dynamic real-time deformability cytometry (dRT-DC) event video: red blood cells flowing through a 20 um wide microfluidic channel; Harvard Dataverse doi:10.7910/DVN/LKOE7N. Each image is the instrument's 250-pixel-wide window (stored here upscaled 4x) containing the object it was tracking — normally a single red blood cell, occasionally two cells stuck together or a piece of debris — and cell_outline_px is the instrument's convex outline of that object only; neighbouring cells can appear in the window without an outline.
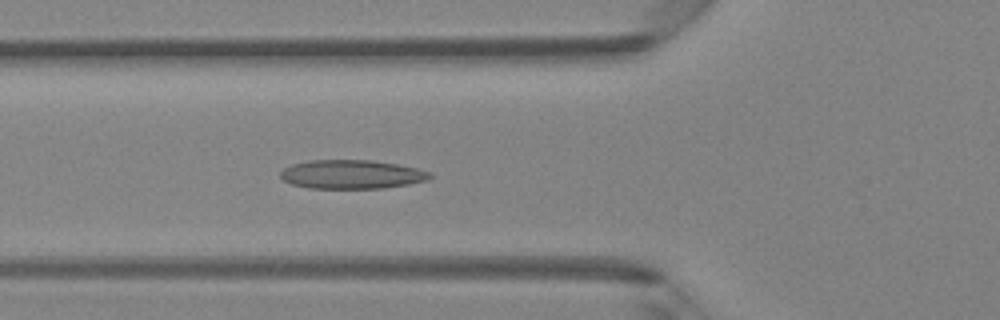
{"species": "Egyptian fruit bat (a non-hibernating species)", "species_latin": "Rousettus aegyptiacus", "temperature_condition": "room temperature", "stored_images_in_passage": 27, "camera_frame_rate_fps": 3000, "um_per_image_px": 0.085, "animal": {"sex": "female"}, "frame": {"image": 1, "passage_image": 17, "time_ms": 5.333, "image_size_px": [1000, 320], "cell_outline_px": [[432, 176], [428, 180], [408, 184], [384, 188], [308, 188], [292, 184], [284, 180], [280, 176], [280, 172], [284, 168], [292, 164], [308, 160], [372, 160], [396, 164], [416, 168], [432, 172]], "centroid_in_image_um": [29.89, 14.82], "position_along_channel_um": 95.9, "area_um2": 25.14}}
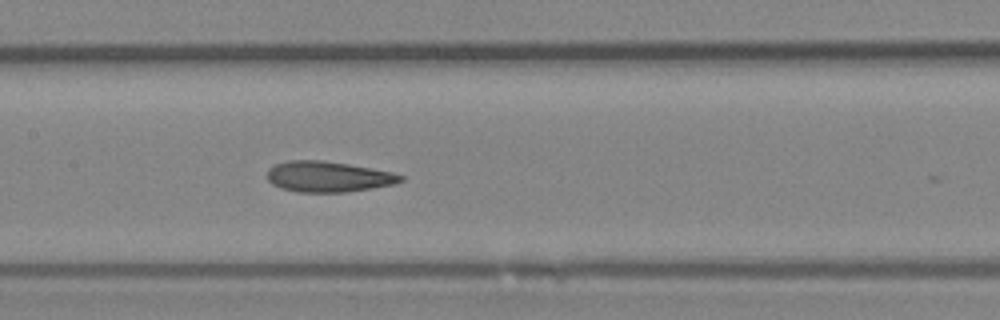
{"frame": {"image": 2, "passage_image": 23, "time_ms": 7.333, "image_size_px": [1000, 320], "cell_outline_px": [[404, 180], [396, 184], [372, 188], [344, 192], [300, 192], [280, 188], [272, 184], [268, 180], [268, 168], [276, 164], [288, 160], [320, 160], [348, 164], [392, 172], [404, 176]], "centroid_in_image_um": [27.9, 15.02], "position_along_channel_um": 179.5, "area_um2": 23.81}}
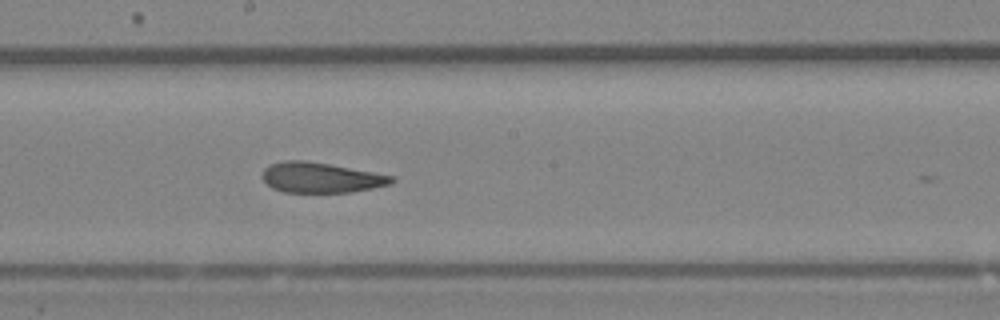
{"frame": {"image": 3, "passage_image": 26, "time_ms": 8.333, "image_size_px": [1000, 320], "cell_outline_px": [[396, 180], [392, 184], [352, 192], [284, 192], [272, 188], [260, 176], [264, 168], [268, 164], [284, 160], [304, 160], [328, 164], [396, 176]], "centroid_in_image_um": [27.27, 15.09], "position_along_channel_um": 220.9, "area_um2": 22.95}}